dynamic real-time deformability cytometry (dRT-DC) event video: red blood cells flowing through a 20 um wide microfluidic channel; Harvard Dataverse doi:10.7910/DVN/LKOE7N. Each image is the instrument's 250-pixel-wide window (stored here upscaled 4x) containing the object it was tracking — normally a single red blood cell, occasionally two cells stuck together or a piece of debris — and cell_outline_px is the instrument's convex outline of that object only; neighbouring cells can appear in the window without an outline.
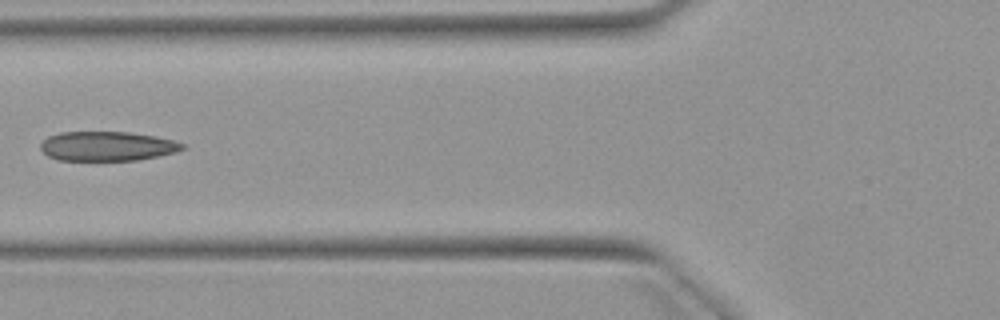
{"species": "Egyptian fruit bat (a non-hibernating species)", "species_latin": "Rousettus aegyptiacus", "temperature_condition": "warm", "stored_images_in_passage": 6, "camera_frame_rate_fps": 3000, "um_per_image_px": 0.085, "animal": {"sex": "female"}, "frame": {"image": 1, "passage_image": 5, "time_ms": 6.0, "image_size_px": [1000, 320], "cell_outline_px": [[188, 144], [184, 148], [176, 152], [136, 160], [60, 160], [48, 156], [40, 148], [40, 144], [48, 136], [60, 132], [128, 132], [156, 136], [176, 140]], "centroid_in_image_um": [9.15, 12.41], "position_along_channel_um": 116.7, "area_um2": 24.39}}
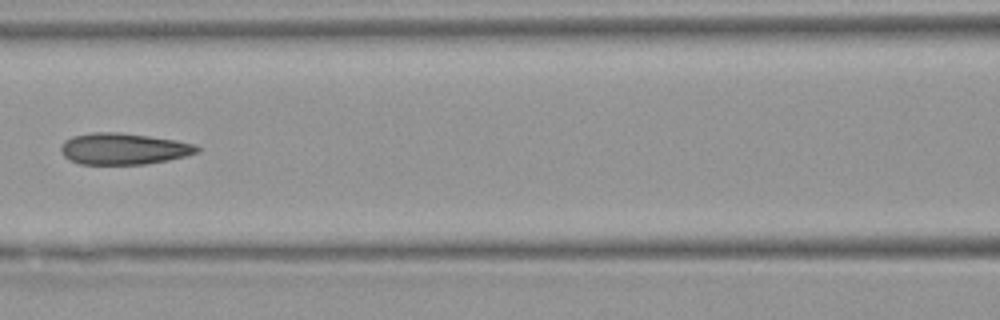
{"frame": {"image": 2, "passage_image": 6, "time_ms": 7.0, "image_size_px": [1000, 320], "cell_outline_px": [[200, 152], [168, 160], [144, 164], [80, 164], [68, 160], [60, 152], [60, 148], [64, 140], [72, 136], [92, 132], [120, 132], [176, 140], [196, 144], [200, 148]], "centroid_in_image_um": [10.48, 12.64], "position_along_channel_um": 156.1, "area_um2": 25.09}}